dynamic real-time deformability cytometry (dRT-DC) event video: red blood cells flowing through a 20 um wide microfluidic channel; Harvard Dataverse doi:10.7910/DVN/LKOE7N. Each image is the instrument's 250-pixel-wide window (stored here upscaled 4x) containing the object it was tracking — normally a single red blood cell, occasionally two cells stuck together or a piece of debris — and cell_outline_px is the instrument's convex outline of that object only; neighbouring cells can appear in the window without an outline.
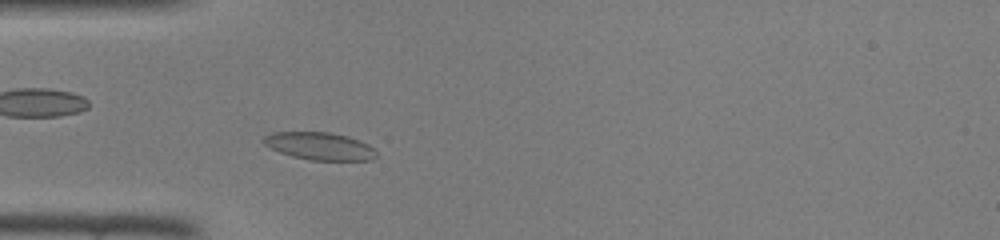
{"species": "common noctule bat (a hibernating species)", "species_latin": "Nyctalus noctula", "temperature_condition": "room temperature", "stored_images_in_passage": 39, "camera_frame_rate_fps": 3000, "um_per_image_px": 0.085, "animal": {"sex": "female", "body_mass_g": 22.0, "forearm_length_mm": 56.7}, "frame": {"image": 1, "passage_image": 6, "time_ms": 1.667, "image_size_px": [1000, 240], "cell_outline_px": [[376, 156], [372, 160], [312, 160], [292, 156], [280, 152], [264, 144], [264, 136], [272, 132], [328, 132], [348, 136], [368, 144], [376, 152]], "centroid_in_image_um": [27.17, 12.41], "position_along_channel_um": 57.8, "area_um2": 17.92}}
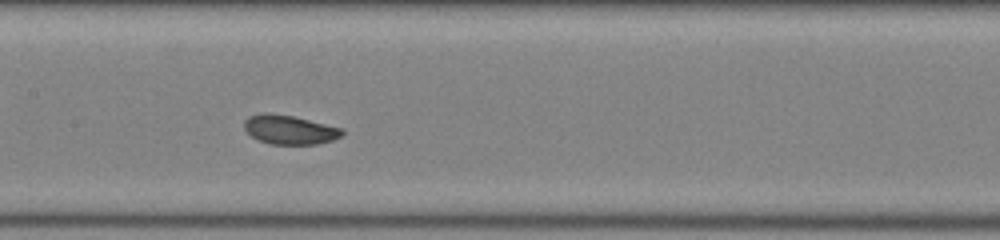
{"frame": {"image": 2, "passage_image": 15, "time_ms": 4.667, "image_size_px": [1000, 240], "cell_outline_px": [[344, 136], [332, 140], [316, 144], [268, 144], [252, 136], [244, 128], [244, 120], [248, 116], [292, 116], [344, 128]], "centroid_in_image_um": [24.71, 11.07], "position_along_channel_um": 182.7, "area_um2": 16.01}}
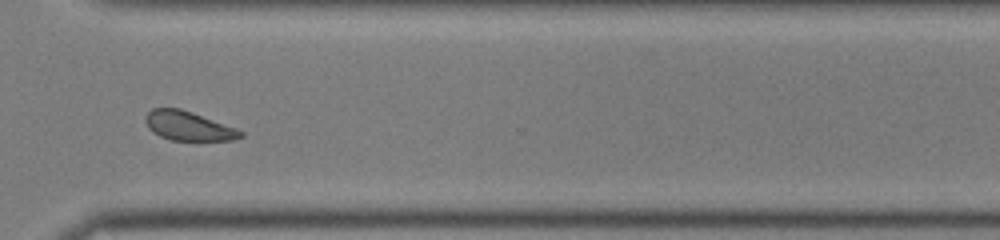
{"frame": {"image": 3, "passage_image": 27, "time_ms": 8.667, "image_size_px": [1000, 240], "cell_outline_px": [[244, 136], [236, 140], [172, 140], [160, 136], [152, 132], [148, 128], [144, 120], [144, 116], [152, 108], [180, 108], [192, 112], [236, 128], [244, 132]], "centroid_in_image_um": [16.0, 10.7], "position_along_channel_um": 354.6, "area_um2": 16.24}}